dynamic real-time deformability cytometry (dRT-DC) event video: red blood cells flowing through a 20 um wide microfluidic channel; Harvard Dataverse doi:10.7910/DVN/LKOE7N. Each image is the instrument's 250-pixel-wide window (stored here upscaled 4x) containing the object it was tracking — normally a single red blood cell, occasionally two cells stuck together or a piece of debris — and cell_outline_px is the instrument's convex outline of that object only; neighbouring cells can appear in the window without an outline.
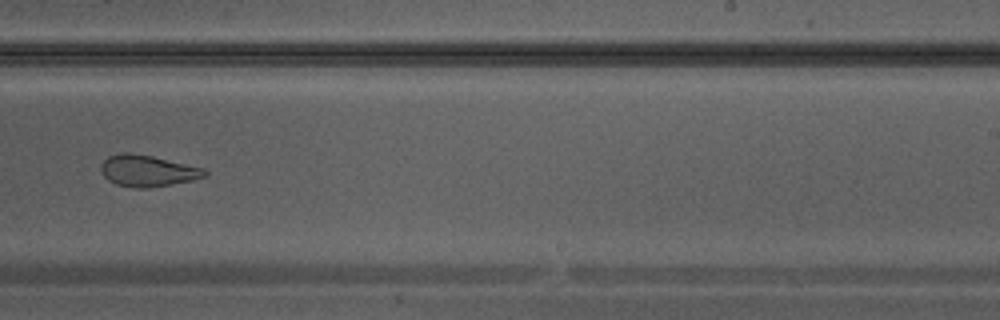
{"species": "Egyptian fruit bat (a non-hibernating species)", "species_latin": "Rousettus aegyptiacus", "temperature_condition": "warm", "stored_images_in_passage": 30, "camera_frame_rate_fps": 3000, "um_per_image_px": 0.085, "animal": {"sex": "male"}, "frame": {"image": 1, "passage_image": 18, "time_ms": 5.667, "image_size_px": [1000, 320], "cell_outline_px": [[208, 176], [192, 180], [172, 184], [148, 188], [136, 188], [116, 184], [108, 180], [100, 172], [100, 164], [108, 156], [124, 152], [128, 152], [152, 156], [204, 168], [208, 172]], "centroid_in_image_um": [12.54, 14.52], "position_along_channel_um": 276.5, "area_um2": 19.07}}